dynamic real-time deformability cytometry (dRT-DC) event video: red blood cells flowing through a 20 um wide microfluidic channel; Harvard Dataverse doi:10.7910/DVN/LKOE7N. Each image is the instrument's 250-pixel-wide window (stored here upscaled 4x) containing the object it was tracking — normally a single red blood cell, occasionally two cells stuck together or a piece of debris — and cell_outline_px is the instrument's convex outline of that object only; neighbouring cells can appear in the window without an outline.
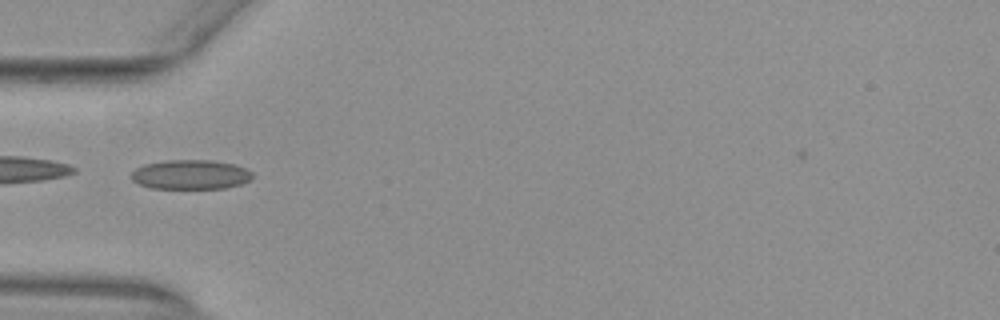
{"species": "common noctule bat (a hibernating species)", "species_latin": "Nyctalus noctula", "temperature_condition": "warm", "stored_images_in_passage": 32, "camera_frame_rate_fps": 3000, "um_per_image_px": 0.085, "animal": {"sex": "female", "body_mass_g": 29.2, "forearm_length_mm": 56.3}, "frame": {"image": 1, "passage_image": 2, "time_ms": 0.333, "image_size_px": [1000, 320], "cell_outline_px": [[252, 180], [240, 184], [224, 188], [152, 188], [140, 184], [132, 180], [132, 172], [136, 168], [144, 164], [164, 160], [212, 160], [232, 164], [244, 168], [252, 172]], "centroid_in_image_um": [16.2, 14.83], "position_along_channel_um": 68.8, "area_um2": 20.69}}
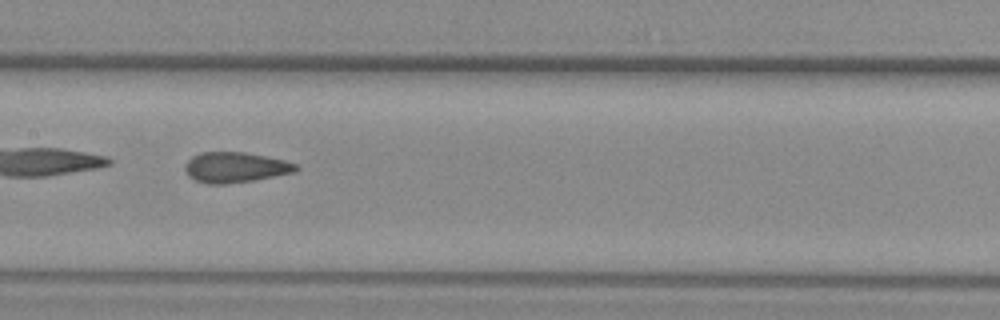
{"frame": {"image": 2, "passage_image": 11, "time_ms": 3.333, "image_size_px": [1000, 320], "cell_outline_px": [[300, 168], [296, 172], [252, 180], [224, 184], [208, 184], [196, 180], [188, 176], [184, 168], [188, 160], [192, 156], [200, 152], [244, 152], [284, 160], [296, 164]], "centroid_in_image_um": [19.99, 14.22], "position_along_channel_um": 187.4, "area_um2": 19.54}}
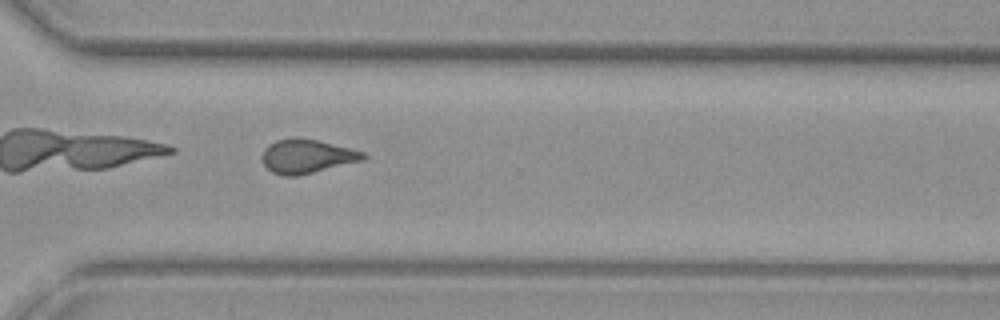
{"frame": {"image": 3, "passage_image": 23, "time_ms": 7.333, "image_size_px": [1000, 320], "cell_outline_px": [[368, 156], [364, 160], [296, 176], [284, 176], [272, 172], [264, 164], [260, 156], [264, 148], [268, 144], [276, 140], [292, 136], [296, 136], [316, 140], [352, 148], [364, 152]], "centroid_in_image_um": [26.06, 13.26], "position_along_channel_um": 344.5, "area_um2": 20.23}, "authors_computed_cell_mechanics": {"area_um2": 19.5942, "velocity_mm_per_s": 3.9422, "shape_relaxation_time_tau1_ms": null, "shape_relaxation_time_tau2_ms": 1.2796, "deformation_change_tau1": null, "deformation_change_tau2": 0.0684}}